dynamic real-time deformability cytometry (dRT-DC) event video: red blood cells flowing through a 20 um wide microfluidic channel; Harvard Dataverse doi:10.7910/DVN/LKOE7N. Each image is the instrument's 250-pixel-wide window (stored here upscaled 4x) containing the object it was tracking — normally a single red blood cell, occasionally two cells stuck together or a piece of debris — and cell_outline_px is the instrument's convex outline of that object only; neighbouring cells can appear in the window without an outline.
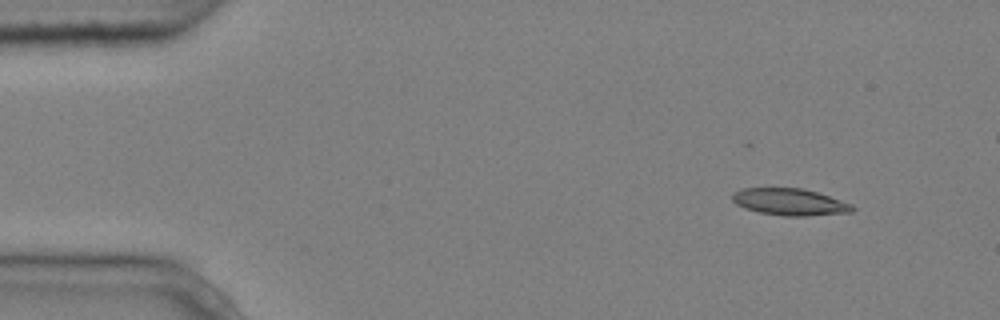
{"species": "common noctule bat (a hibernating species)", "species_latin": "Nyctalus noctula", "temperature_condition": "cold", "stored_images_in_passage": 5, "camera_frame_rate_fps": 3000, "um_per_image_px": 0.085, "animal": {"sex": "male", "body_mass_g": 20.4}, "frame": {"image": 1, "passage_image": 1, "time_ms": 0.0, "image_size_px": [1000, 320], "cell_outline_px": [[856, 208], [852, 212], [808, 216], [784, 216], [760, 212], [744, 208], [736, 204], [732, 200], [732, 192], [740, 188], [804, 188], [852, 204]], "centroid_in_image_um": [67.11, 17.16], "position_along_channel_um": 17.9, "area_um2": 18.84}}